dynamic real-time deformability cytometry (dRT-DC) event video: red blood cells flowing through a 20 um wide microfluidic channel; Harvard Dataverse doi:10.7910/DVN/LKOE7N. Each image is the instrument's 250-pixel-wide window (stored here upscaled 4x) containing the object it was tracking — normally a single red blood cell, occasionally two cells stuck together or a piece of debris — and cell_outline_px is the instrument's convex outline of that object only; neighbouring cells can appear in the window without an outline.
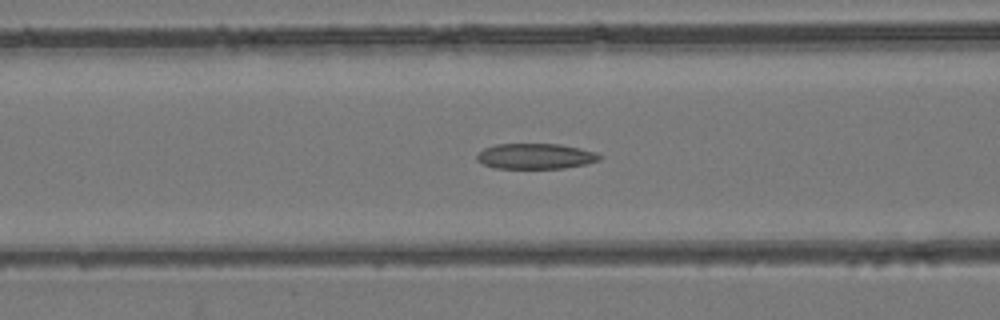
{"species": "common noctule bat (a hibernating species)", "species_latin": "Nyctalus noctula", "temperature_condition": "room temperature", "stored_images_in_passage": 29, "camera_frame_rate_fps": 3000, "um_per_image_px": 0.085, "animal": {"sex": "female", "body_mass_g": 24.6, "forearm_length_mm": 56.2}, "frame": {"image": 1, "passage_image": 8, "time_ms": 2.333, "image_size_px": [1000, 320], "cell_outline_px": [[604, 156], [600, 160], [588, 164], [564, 168], [496, 168], [484, 164], [476, 160], [476, 156], [484, 148], [496, 144], [560, 144], [580, 148], [596, 152]], "centroid_in_image_um": [45.57, 13.28], "position_along_channel_um": 121.0, "area_um2": 18.32}}
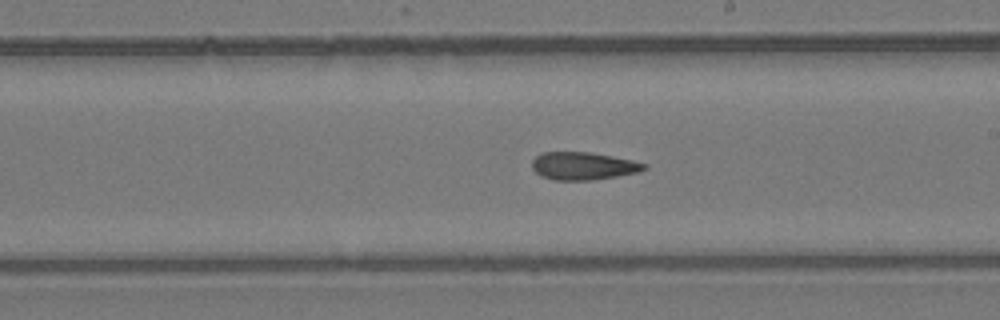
{"frame": {"image": 2, "passage_image": 17, "time_ms": 5.333, "image_size_px": [1000, 320], "cell_outline_px": [[648, 168], [636, 172], [616, 176], [592, 180], [556, 180], [540, 176], [532, 168], [532, 160], [540, 152], [588, 152], [612, 156], [632, 160], [648, 164]], "centroid_in_image_um": [49.55, 14.1], "position_along_channel_um": 239.4, "area_um2": 18.09}}
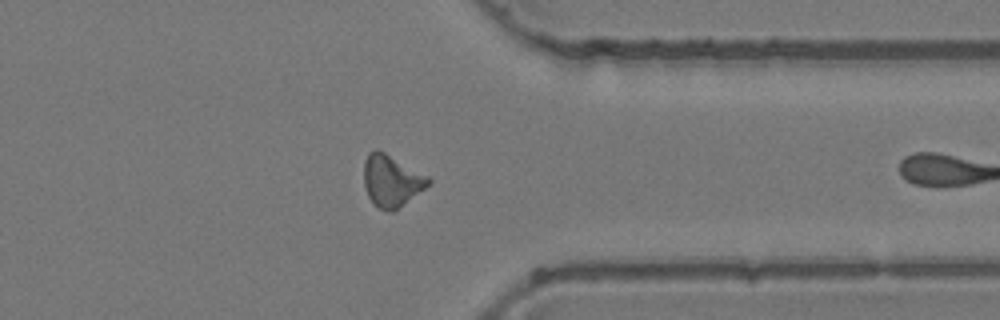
{"frame": {"image": 3, "passage_image": 28, "time_ms": 9.0, "image_size_px": [1000, 320], "cell_outline_px": [[432, 180], [424, 188], [392, 212], [388, 212], [372, 204], [368, 196], [364, 184], [364, 160], [368, 152], [376, 148], [384, 152], [428, 176]], "centroid_in_image_um": [33.23, 15.35], "position_along_channel_um": 378.2, "area_um2": 19.19}}